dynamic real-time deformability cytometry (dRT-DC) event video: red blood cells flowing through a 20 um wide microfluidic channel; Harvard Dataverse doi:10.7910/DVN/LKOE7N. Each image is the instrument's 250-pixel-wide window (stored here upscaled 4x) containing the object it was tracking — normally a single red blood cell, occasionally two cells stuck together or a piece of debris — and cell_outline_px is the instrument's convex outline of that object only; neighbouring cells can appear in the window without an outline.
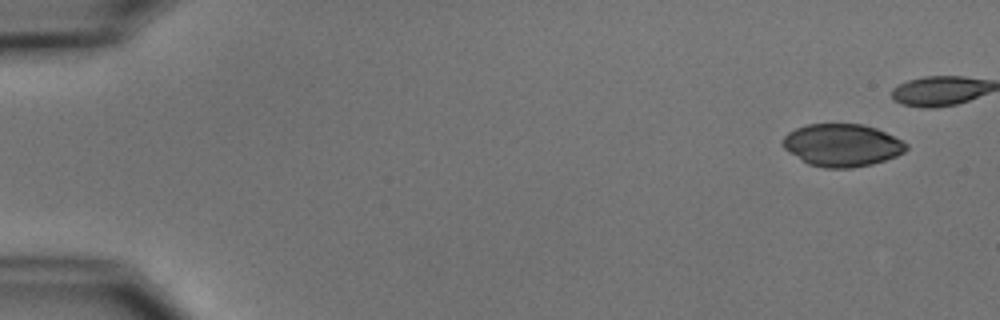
{"species": "common noctule bat (a hibernating species)", "species_latin": "Nyctalus noctula", "temperature_condition": "cold", "stored_images_in_passage": 6, "camera_frame_rate_fps": 3000, "um_per_image_px": 0.085, "animal": {"sex": "male", "body_mass_g": 15.6}, "frame": {"image": 1, "passage_image": 1, "time_ms": 0.0, "image_size_px": [1000, 320], "cell_outline_px": [[908, 148], [904, 152], [896, 156], [872, 164], [852, 168], [824, 168], [808, 164], [788, 152], [784, 148], [784, 136], [788, 132], [796, 128], [808, 124], [860, 124], [876, 128], [908, 144]], "centroid_in_image_um": [71.56, 12.35], "position_along_channel_um": 13.4, "area_um2": 30.4}}